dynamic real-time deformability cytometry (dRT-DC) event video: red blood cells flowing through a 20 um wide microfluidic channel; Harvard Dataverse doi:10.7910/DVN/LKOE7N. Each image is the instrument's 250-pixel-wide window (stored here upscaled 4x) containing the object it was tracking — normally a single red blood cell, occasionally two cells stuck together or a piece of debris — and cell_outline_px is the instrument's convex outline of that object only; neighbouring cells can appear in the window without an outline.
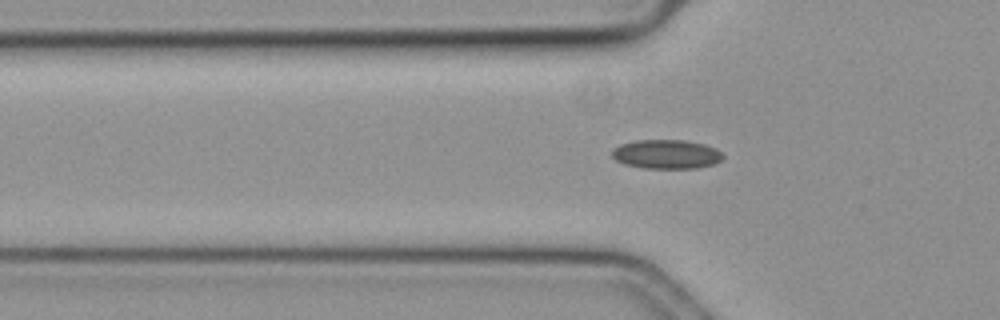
{"species": "common noctule bat (a hibernating species)", "species_latin": "Nyctalus noctula", "temperature_condition": "cold", "stored_images_in_passage": 35, "camera_frame_rate_fps": 3000, "um_per_image_px": 0.085, "animal": {"sex": "female", "body_mass_g": 19.3, "forearm_length_mm": 54.1}, "frame": {"image": 1, "passage_image": 2, "time_ms": 0.333, "image_size_px": [1000, 320], "cell_outline_px": [[724, 156], [716, 164], [696, 168], [644, 168], [624, 164], [616, 160], [612, 156], [612, 148], [620, 144], [636, 140], [684, 140], [704, 144], [716, 148]], "centroid_in_image_um": [56.64, 13.1], "position_along_channel_um": 69.2, "area_um2": 18.9}}
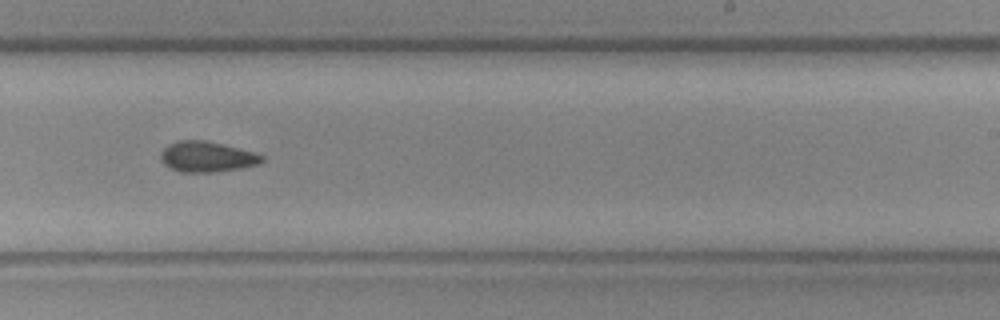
{"frame": {"image": 2, "passage_image": 19, "time_ms": 6.0, "image_size_px": [1000, 320], "cell_outline_px": [[264, 160], [260, 164], [244, 168], [216, 172], [180, 172], [164, 164], [160, 160], [160, 152], [168, 144], [180, 140], [204, 140], [252, 152], [264, 156]], "centroid_in_image_um": [17.57, 13.34], "position_along_channel_um": 271.4, "area_um2": 17.98}}
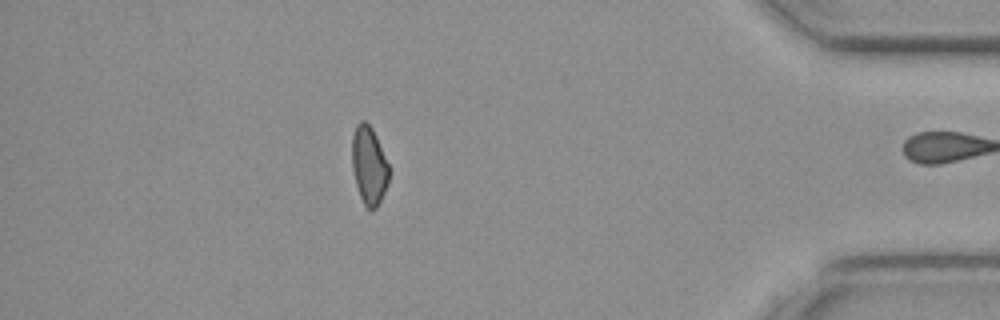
{"frame": {"image": 3, "passage_image": 34, "time_ms": 11.0, "image_size_px": [1000, 320], "cell_outline_px": [[388, 184], [376, 208], [372, 212], [364, 204], [360, 196], [356, 184], [352, 168], [352, 136], [356, 124], [360, 120], [364, 120], [372, 128], [376, 136], [388, 164]], "centroid_in_image_um": [31.35, 14.05], "position_along_channel_um": 403.9, "area_um2": 16.7}}